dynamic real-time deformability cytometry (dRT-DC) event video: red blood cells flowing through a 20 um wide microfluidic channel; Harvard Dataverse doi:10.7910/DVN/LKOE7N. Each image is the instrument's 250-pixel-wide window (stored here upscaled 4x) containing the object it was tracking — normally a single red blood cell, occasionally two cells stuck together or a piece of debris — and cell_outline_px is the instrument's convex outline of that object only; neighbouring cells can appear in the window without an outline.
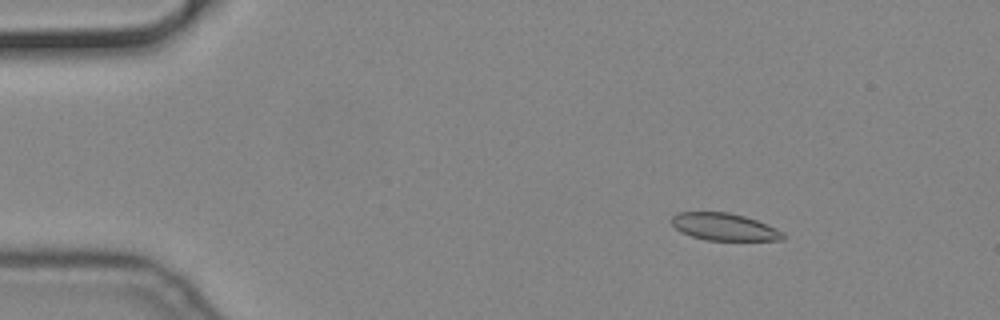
{"species": "common noctule bat (a hibernating species)", "species_latin": "Nyctalus noctula", "temperature_condition": "cold", "stored_images_in_passage": 57, "camera_frame_rate_fps": 3000, "um_per_image_px": 0.085, "animal": {"sex": "male", "body_mass_g": 19.2, "forearm_length_mm": 51.8}, "frame": {"image": 1, "passage_image": 9, "time_ms": 2.667, "image_size_px": [1000, 320], "cell_outline_px": [[784, 240], [708, 240], [692, 236], [680, 232], [672, 224], [672, 216], [680, 212], [728, 212], [744, 216], [756, 220], [784, 232]], "centroid_in_image_um": [61.55, 19.28], "position_along_channel_um": 23.4, "area_um2": 17.51}}
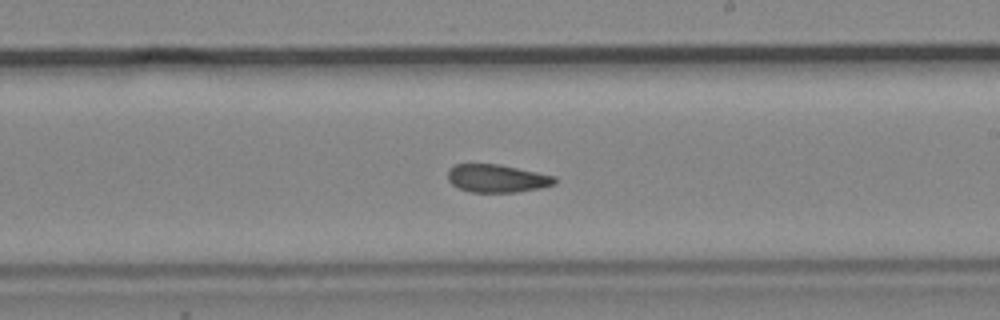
{"frame": {"image": 2, "passage_image": 34, "time_ms": 11.0, "image_size_px": [1000, 320], "cell_outline_px": [[556, 184], [540, 188], [516, 192], [468, 192], [452, 184], [448, 180], [448, 168], [456, 164], [500, 164], [556, 176]], "centroid_in_image_um": [42.25, 15.16], "position_along_channel_um": 246.8, "area_um2": 17.51}}
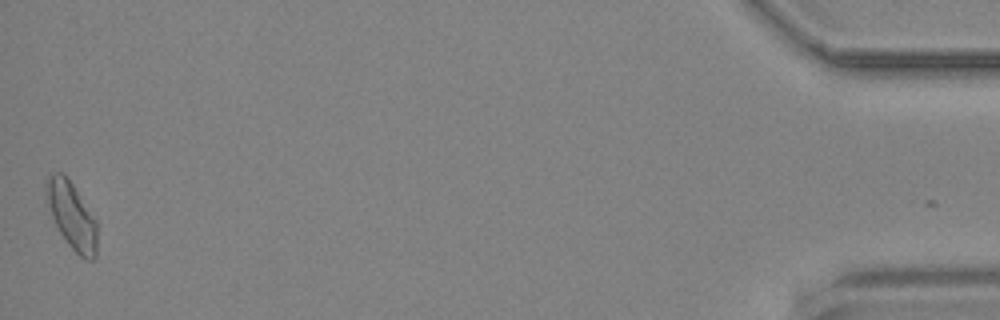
{"frame": {"image": 3, "passage_image": 57, "time_ms": 18.667, "image_size_px": [1000, 320], "cell_outline_px": [[96, 256], [92, 260], [84, 260], [68, 244], [60, 232], [52, 216], [44, 192], [44, 180], [48, 176], [56, 172], [64, 172], [96, 220]], "centroid_in_image_um": [6.07, 18.29], "position_along_channel_um": 429.1, "area_um2": 19.65}}